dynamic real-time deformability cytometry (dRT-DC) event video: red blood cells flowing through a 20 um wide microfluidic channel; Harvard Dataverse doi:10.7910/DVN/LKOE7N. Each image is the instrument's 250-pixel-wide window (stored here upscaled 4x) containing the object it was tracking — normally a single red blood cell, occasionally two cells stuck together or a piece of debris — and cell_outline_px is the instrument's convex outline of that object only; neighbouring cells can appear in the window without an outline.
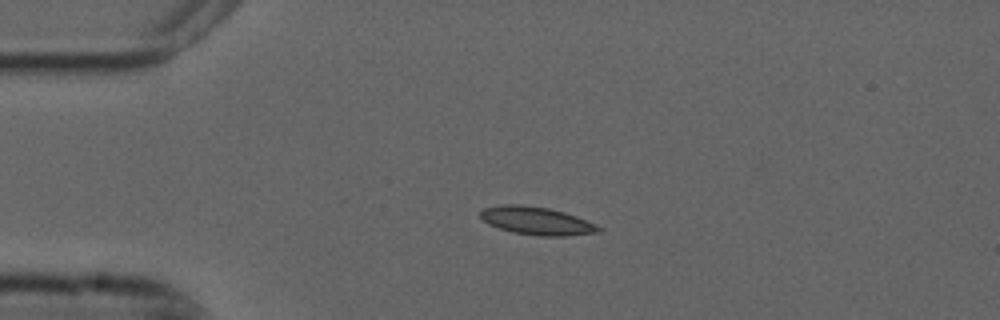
{"species": "common noctule bat (a hibernating species)", "species_latin": "Nyctalus noctula", "temperature_condition": "cold", "stored_images_in_passage": 3, "camera_frame_rate_fps": 3000, "um_per_image_px": 0.085, "animal": {"sex": "male", "forearm_length_mm": 52.5}, "frame": {"image": 1, "passage_image": 2, "time_ms": 0.333, "image_size_px": [1000, 320], "cell_outline_px": [[604, 228], [600, 232], [564, 236], [536, 236], [512, 232], [488, 224], [480, 216], [480, 212], [484, 208], [500, 204], [520, 204], [548, 208], [564, 212], [576, 216], [596, 224]], "centroid_in_image_um": [45.63, 18.77], "position_along_channel_um": 39.4, "area_um2": 19.36}}